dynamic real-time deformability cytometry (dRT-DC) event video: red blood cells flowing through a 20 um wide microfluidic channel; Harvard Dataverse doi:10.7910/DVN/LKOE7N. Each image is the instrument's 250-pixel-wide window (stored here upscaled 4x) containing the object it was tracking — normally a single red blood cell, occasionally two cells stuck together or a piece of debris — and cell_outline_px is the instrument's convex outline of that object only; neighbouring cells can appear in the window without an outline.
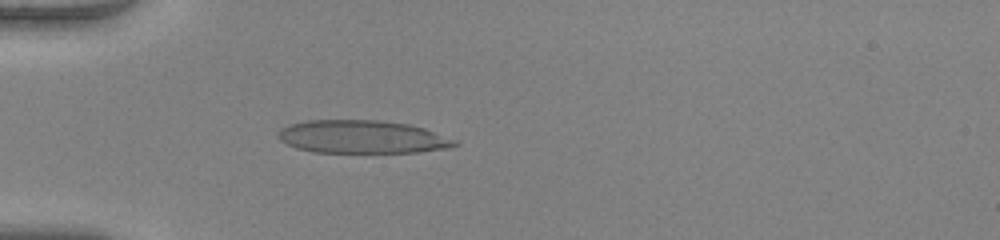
{"species": "human", "species_latin": "Homo sapiens", "temperature_condition": "warm", "stored_images_in_passage": 36, "camera_frame_rate_fps": 3000, "um_per_image_px": 0.085, "donor": {"sex": "female"}, "frame": {"image": 1, "passage_image": 1, "time_ms": 0.0, "image_size_px": [1000, 240], "cell_outline_px": [[460, 144], [448, 148], [420, 152], [312, 152], [296, 148], [280, 140], [276, 136], [276, 132], [288, 124], [304, 120], [376, 120], [408, 124], [424, 128], [460, 140]], "centroid_in_image_um": [30.8, 11.63], "position_along_channel_um": 54.2, "area_um2": 34.33}}
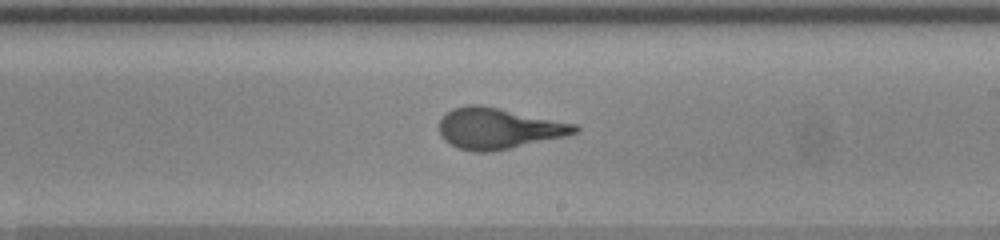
{"frame": {"image": 2, "passage_image": 16, "time_ms": 5.0, "image_size_px": [1000, 240], "cell_outline_px": [[580, 128], [576, 132], [568, 136], [492, 152], [472, 152], [460, 148], [444, 140], [440, 136], [440, 120], [452, 108], [468, 104], [480, 104], [576, 124]], "centroid_in_image_um": [42.37, 10.92], "position_along_channel_um": 246.6, "area_um2": 32.31}}
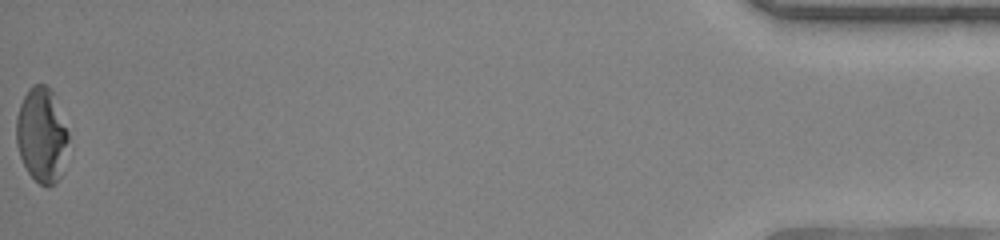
{"frame": {"image": 3, "passage_image": 36, "time_ms": 11.667, "image_size_px": [1000, 240], "cell_outline_px": [[68, 140], [60, 176], [56, 184], [48, 188], [40, 184], [28, 172], [20, 156], [16, 144], [16, 116], [20, 104], [28, 88], [32, 84], [44, 84], [52, 92], [68, 132]], "centroid_in_image_um": [3.51, 11.49], "position_along_channel_um": 431.7, "area_um2": 28.55}, "authors_computed_cell_mechanics": {"area_um2": 31.6744, "velocity_mm_per_s": 4.126, "shape_relaxation_time_tau1_ms": 6.5821, "shape_relaxation_time_tau2_ms": null, "deformation_change_tau1": 0.3287, "deformation_change_tau2": null}}